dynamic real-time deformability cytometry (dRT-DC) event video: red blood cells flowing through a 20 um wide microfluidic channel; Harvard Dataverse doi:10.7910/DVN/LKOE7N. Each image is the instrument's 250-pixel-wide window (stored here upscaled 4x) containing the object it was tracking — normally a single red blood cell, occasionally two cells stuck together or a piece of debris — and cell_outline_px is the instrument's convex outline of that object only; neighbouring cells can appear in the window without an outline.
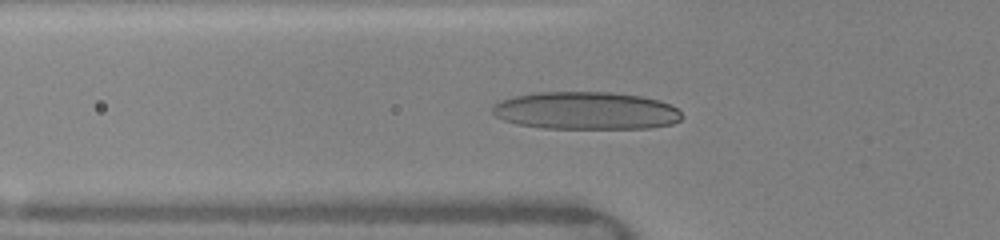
{"species": "human", "species_latin": "Homo sapiens", "temperature_condition": "warm", "stored_images_in_passage": 41, "camera_frame_rate_fps": 3000, "um_per_image_px": 0.085, "donor": {"sex": "female"}, "frame": {"image": 1, "passage_image": 14, "time_ms": 5.333, "image_size_px": [1000, 240], "cell_outline_px": [[684, 116], [680, 120], [672, 124], [652, 128], [544, 128], [516, 124], [504, 120], [496, 116], [492, 112], [492, 104], [500, 100], [516, 96], [536, 92], [612, 92], [640, 96], [660, 100], [676, 108]], "centroid_in_image_um": [49.8, 9.41], "position_along_channel_um": 76.0, "area_um2": 41.73}}
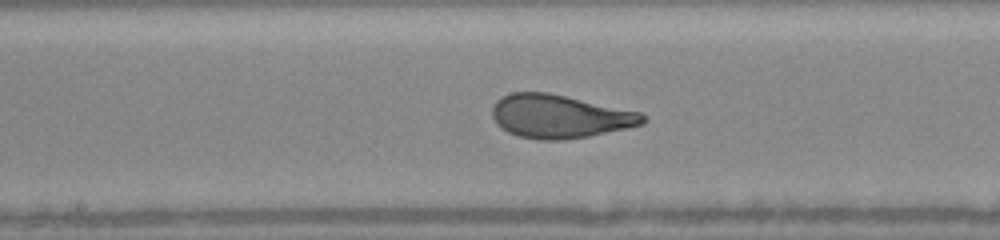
{"frame": {"image": 2, "passage_image": 23, "time_ms": 8.333, "image_size_px": [1000, 240], "cell_outline_px": [[648, 120], [644, 124], [588, 136], [564, 140], [544, 140], [520, 136], [508, 132], [496, 124], [492, 116], [492, 108], [496, 100], [500, 96], [512, 92], [548, 92], [640, 112]], "centroid_in_image_um": [47.54, 9.88], "position_along_channel_um": 200.7, "area_um2": 37.97}}
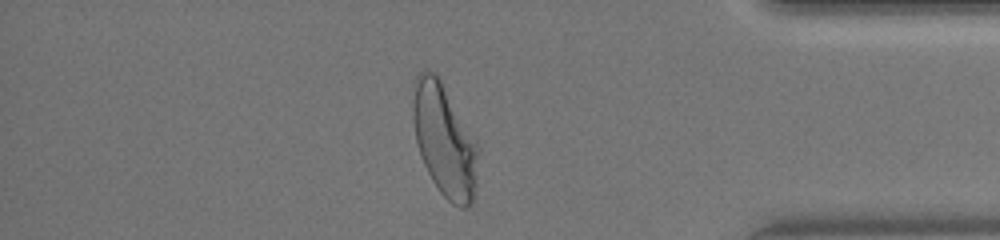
{"frame": {"image": 3, "passage_image": 39, "time_ms": 13.667, "image_size_px": [1000, 240], "cell_outline_px": [[480, 152], [476, 184], [472, 204], [468, 208], [460, 208], [452, 204], [440, 192], [432, 180], [420, 156], [416, 140], [412, 120], [412, 108], [416, 76], [420, 72], [428, 68], [440, 80], [476, 140], [480, 148]], "centroid_in_image_um": [37.8, 11.98], "position_along_channel_um": 397.4, "area_um2": 42.83}, "authors_computed_cell_mechanics": {"area_um2": 37.9746, "velocity_mm_per_s": 4.1273, "shape_relaxation_time_tau1_ms": 3.7745, "shape_relaxation_time_tau2_ms": null, "deformation_change_tau1": 0.1925, "deformation_change_tau2": null}}